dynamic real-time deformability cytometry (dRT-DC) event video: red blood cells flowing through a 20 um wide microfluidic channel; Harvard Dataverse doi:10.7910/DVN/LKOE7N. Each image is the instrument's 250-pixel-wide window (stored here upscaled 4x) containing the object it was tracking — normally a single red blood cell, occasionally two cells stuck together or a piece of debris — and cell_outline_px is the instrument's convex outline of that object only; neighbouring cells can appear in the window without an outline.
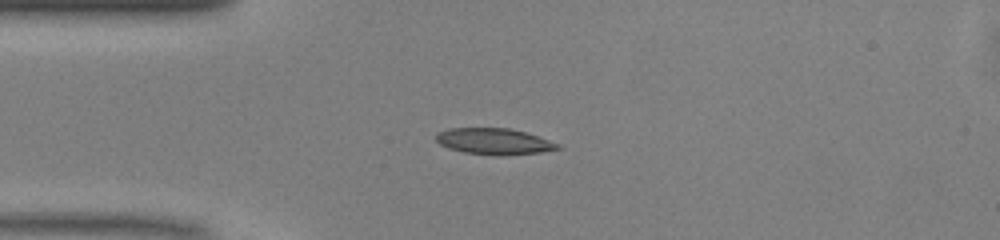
{"species": "common noctule bat (a hibernating species)", "species_latin": "Nyctalus noctula", "temperature_condition": "warm", "stored_images_in_passage": 38, "camera_frame_rate_fps": 3000, "um_per_image_px": 0.085, "animal": {"sex": "male", "body_mass_g": 13.0, "forearm_length_mm": 53.1}, "frame": {"image": 1, "passage_image": 1, "time_ms": 0.0, "image_size_px": [1000, 240], "cell_outline_px": [[564, 148], [540, 152], [464, 152], [448, 148], [440, 144], [436, 140], [436, 132], [448, 128], [508, 128], [524, 132], [560, 144]], "centroid_in_image_um": [41.94, 11.95], "position_along_channel_um": 43.1, "area_um2": 17.46}}
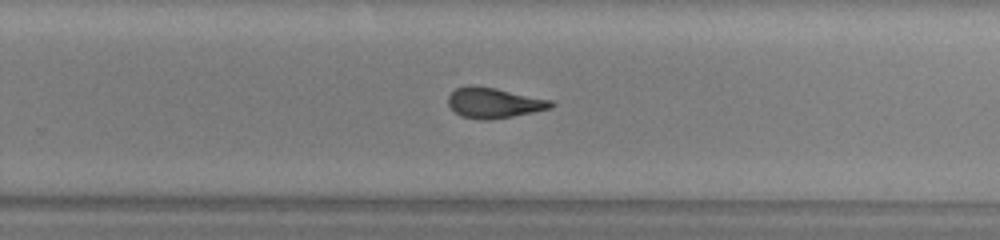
{"frame": {"image": 2, "passage_image": 20, "time_ms": 6.333, "image_size_px": [1000, 240], "cell_outline_px": [[556, 104], [552, 108], [492, 120], [480, 120], [460, 116], [448, 104], [448, 96], [456, 88], [468, 84], [472, 84], [496, 88], [552, 100]], "centroid_in_image_um": [41.98, 8.73], "position_along_channel_um": 287.8, "area_um2": 18.38}}
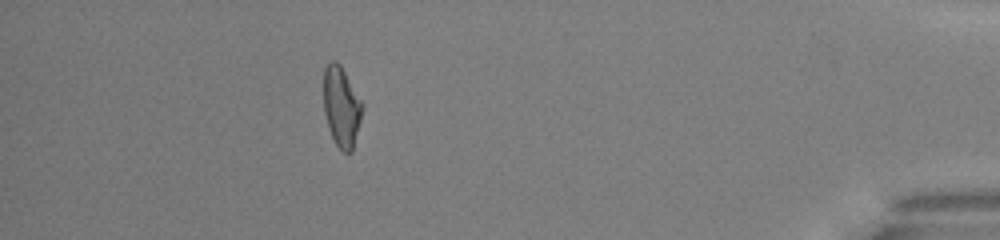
{"frame": {"image": 3, "passage_image": 33, "time_ms": 10.667, "image_size_px": [1000, 240], "cell_outline_px": [[364, 108], [352, 152], [344, 152], [336, 144], [328, 128], [324, 112], [324, 68], [332, 60], [336, 60], [340, 64], [364, 104]], "centroid_in_image_um": [29.04, 9.06], "position_along_channel_um": 406.2, "area_um2": 18.15}, "authors_computed_cell_mechanics": {"area_um2": 18.3804, "velocity_mm_per_s": 4.1242, "shape_relaxation_time_tau1_ms": 4.7402, "shape_relaxation_time_tau2_ms": 1.5278, "deformation_change_tau1": 0.1821, "deformation_change_tau2": 0.0851}}